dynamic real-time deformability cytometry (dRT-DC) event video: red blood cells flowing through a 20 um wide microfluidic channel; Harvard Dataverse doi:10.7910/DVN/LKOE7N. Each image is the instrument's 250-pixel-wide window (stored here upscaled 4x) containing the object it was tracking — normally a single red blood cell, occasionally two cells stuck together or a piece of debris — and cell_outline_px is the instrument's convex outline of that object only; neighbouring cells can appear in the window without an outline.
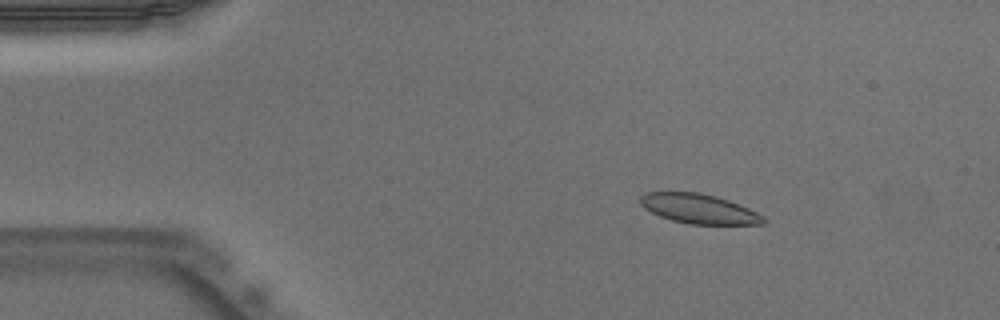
{"species": "Egyptian fruit bat (a non-hibernating species)", "species_latin": "Rousettus aegyptiacus", "temperature_condition": "warm", "stored_images_in_passage": 51, "camera_frame_rate_fps": 3000, "um_per_image_px": 0.085, "animal": {"sex": "male"}, "frame": {"image": 1, "passage_image": 8, "time_ms": 2.333, "image_size_px": [1000, 320], "cell_outline_px": [[768, 220], [764, 224], [688, 224], [672, 220], [660, 216], [644, 208], [640, 204], [640, 196], [644, 192], [700, 192], [716, 196], [740, 204], [764, 216]], "centroid_in_image_um": [59.42, 17.74], "position_along_channel_um": 25.6, "area_um2": 21.33}}
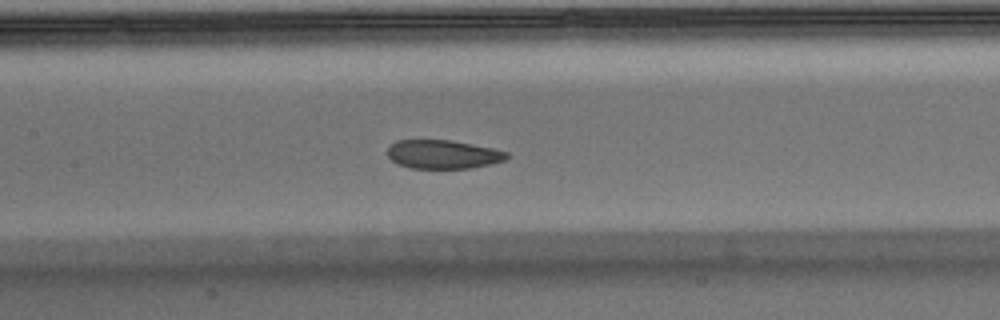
{"frame": {"image": 2, "passage_image": 24, "time_ms": 7.667, "image_size_px": [1000, 320], "cell_outline_px": [[508, 156], [504, 160], [492, 164], [472, 168], [408, 168], [396, 164], [388, 156], [388, 148], [396, 140], [452, 140], [492, 148], [508, 152]], "centroid_in_image_um": [37.65, 13.12], "position_along_channel_um": 169.8, "area_um2": 20.0}}
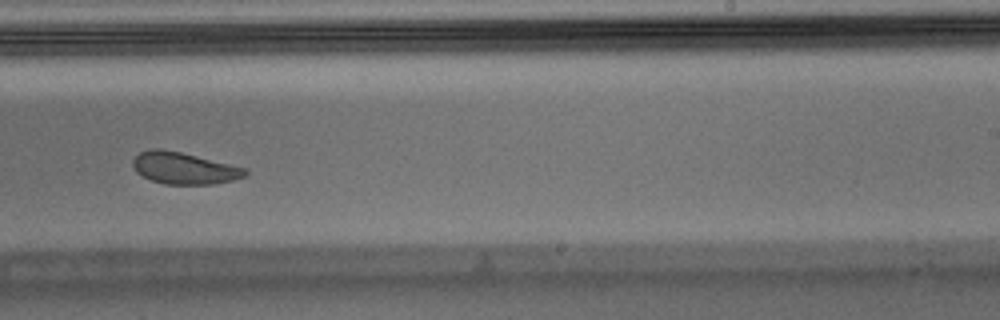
{"frame": {"image": 3, "passage_image": 32, "time_ms": 10.333, "image_size_px": [1000, 320], "cell_outline_px": [[248, 176], [232, 180], [212, 184], [164, 184], [152, 180], [136, 172], [132, 164], [132, 160], [140, 152], [152, 148], [160, 148], [180, 152], [248, 168]], "centroid_in_image_um": [15.67, 14.29], "position_along_channel_um": 273.3, "area_um2": 20.81}, "authors_computed_cell_mechanics": {"area_um2": 22.0796, "velocity_mm_per_s": 3.8962, "shape_relaxation_time_tau1_ms": 4.4857, "shape_relaxation_time_tau2_ms": 2.7773, "deformation_change_tau1": 0.1009, "deformation_change_tau2": 0.0735}}